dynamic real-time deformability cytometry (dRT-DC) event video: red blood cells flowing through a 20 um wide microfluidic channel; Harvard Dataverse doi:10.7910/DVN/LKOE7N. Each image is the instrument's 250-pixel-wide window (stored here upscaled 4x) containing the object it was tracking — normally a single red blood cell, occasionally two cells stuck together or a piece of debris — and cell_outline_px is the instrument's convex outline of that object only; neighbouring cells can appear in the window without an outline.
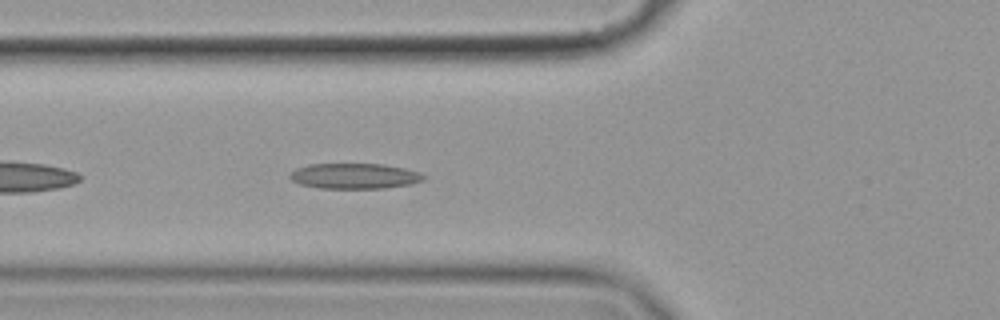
{"species": "common noctule bat (a hibernating species)", "species_latin": "Nyctalus noctula", "temperature_condition": "cold", "stored_images_in_passage": 36, "camera_frame_rate_fps": 3000, "um_per_image_px": 0.085, "animal": {"sex": "female", "body_mass_g": 19.9}, "frame": {"image": 1, "passage_image": 6, "time_ms": 1.667, "image_size_px": [1000, 320], "cell_outline_px": [[424, 180], [412, 184], [384, 188], [320, 188], [300, 184], [292, 180], [288, 176], [296, 168], [308, 164], [384, 164], [404, 168], [420, 172], [424, 176]], "centroid_in_image_um": [30.14, 14.96], "position_along_channel_um": 95.7, "area_um2": 19.83}}
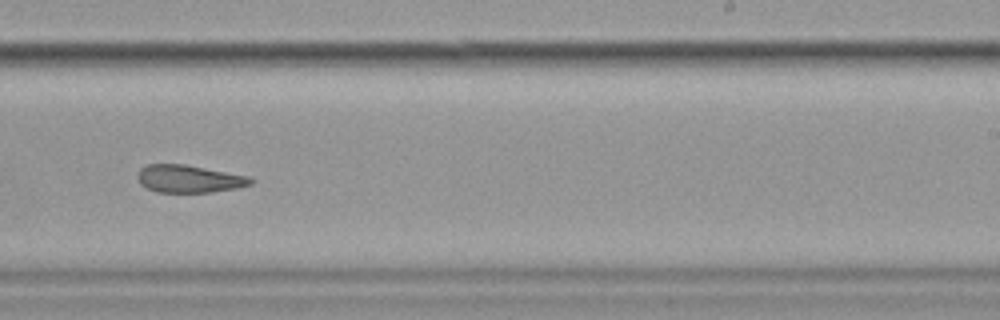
{"frame": {"image": 2, "passage_image": 21, "time_ms": 6.667, "image_size_px": [1000, 320], "cell_outline_px": [[252, 184], [236, 188], [212, 192], [156, 192], [140, 184], [136, 176], [136, 172], [140, 168], [148, 164], [184, 164], [248, 176], [252, 180]], "centroid_in_image_um": [16.01, 15.2], "position_along_channel_um": 273.0, "area_um2": 18.15}}
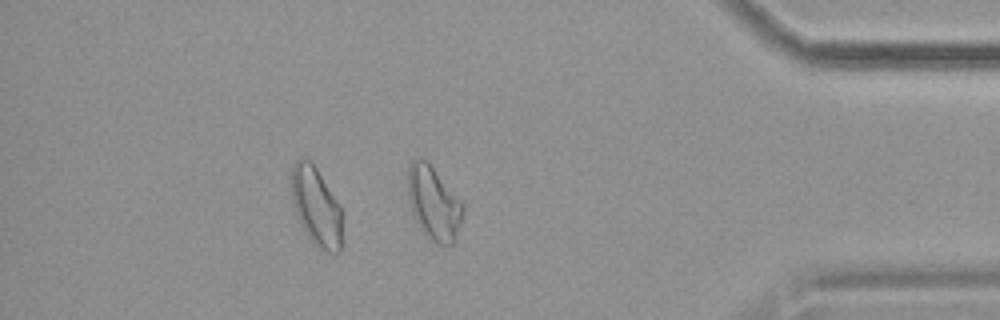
{"frame": {"image": 3, "passage_image": 34, "time_ms": 11.0, "image_size_px": [1000, 320], "cell_outline_px": [[344, 244], [340, 252], [328, 252], [316, 248], [312, 244], [300, 224], [296, 216], [292, 204], [288, 176], [292, 164], [296, 160], [308, 160], [316, 168], [340, 204], [344, 212]], "centroid_in_image_um": [26.9, 17.63], "position_along_channel_um": 408.3, "area_um2": 24.8}, "authors_computed_cell_mechanics": {"area_um2": 19.1607, "velocity_mm_per_s": 3.5546, "shape_relaxation_time_tau1_ms": null, "shape_relaxation_time_tau2_ms": 5.3808, "deformation_change_tau1": null, "deformation_change_tau2": 0.1547}}